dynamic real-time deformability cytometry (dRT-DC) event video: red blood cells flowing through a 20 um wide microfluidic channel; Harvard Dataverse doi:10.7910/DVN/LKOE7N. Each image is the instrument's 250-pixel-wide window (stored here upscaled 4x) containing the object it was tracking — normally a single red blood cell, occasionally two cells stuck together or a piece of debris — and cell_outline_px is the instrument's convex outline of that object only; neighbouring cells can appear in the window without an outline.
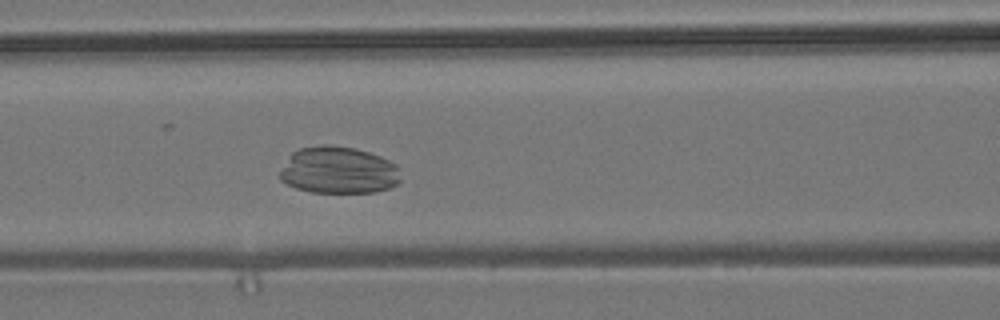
{"species": "common noctule bat (a hibernating species)", "species_latin": "Nyctalus noctula", "temperature_condition": "room temperature", "stored_images_in_passage": 55, "camera_frame_rate_fps": 3000, "um_per_image_px": 0.085, "animal": {"sex": "male", "body_mass_g": 19.2, "forearm_length_mm": 51.8}, "frame": {"image": 1, "passage_image": 23, "time_ms": 7.333, "image_size_px": [1000, 320], "cell_outline_px": [[400, 180], [396, 184], [388, 188], [372, 192], [312, 192], [296, 188], [280, 180], [280, 172], [292, 152], [300, 148], [320, 144], [328, 144], [356, 148], [380, 156], [396, 164]], "centroid_in_image_um": [28.75, 14.46], "position_along_channel_um": 137.8, "area_um2": 32.95}}
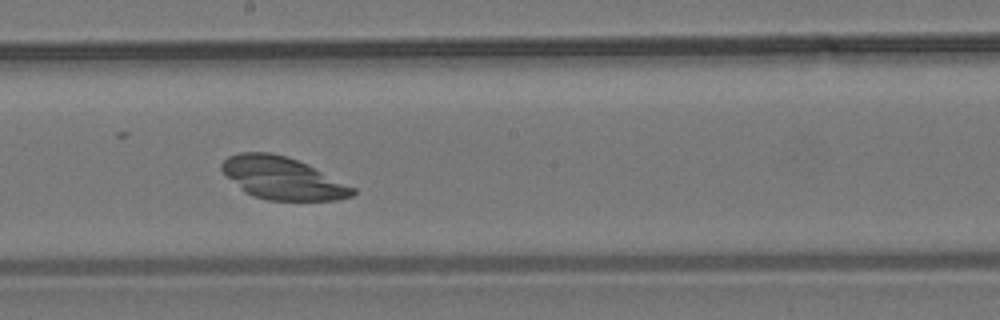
{"frame": {"image": 2, "passage_image": 30, "time_ms": 9.667, "image_size_px": [1000, 320], "cell_outline_px": [[356, 192], [352, 196], [336, 200], [268, 200], [252, 196], [244, 192], [220, 168], [220, 164], [228, 156], [240, 152], [272, 152], [288, 156], [308, 164], [356, 188]], "centroid_in_image_um": [24.02, 15.14], "position_along_channel_um": 224.2, "area_um2": 32.37}}
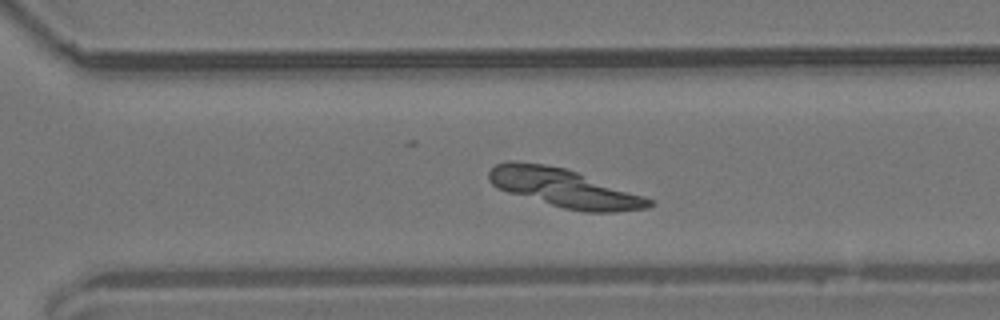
{"frame": {"image": 3, "passage_image": 38, "time_ms": 12.333, "image_size_px": [1000, 320], "cell_outline_px": [[656, 204], [648, 208], [616, 212], [584, 212], [564, 208], [508, 192], [496, 188], [488, 180], [488, 172], [496, 164], [508, 160], [516, 160], [544, 164], [564, 168], [576, 172], [644, 196], [652, 200]], "centroid_in_image_um": [47.93, 15.98], "position_along_channel_um": 322.7, "area_um2": 35.66}}